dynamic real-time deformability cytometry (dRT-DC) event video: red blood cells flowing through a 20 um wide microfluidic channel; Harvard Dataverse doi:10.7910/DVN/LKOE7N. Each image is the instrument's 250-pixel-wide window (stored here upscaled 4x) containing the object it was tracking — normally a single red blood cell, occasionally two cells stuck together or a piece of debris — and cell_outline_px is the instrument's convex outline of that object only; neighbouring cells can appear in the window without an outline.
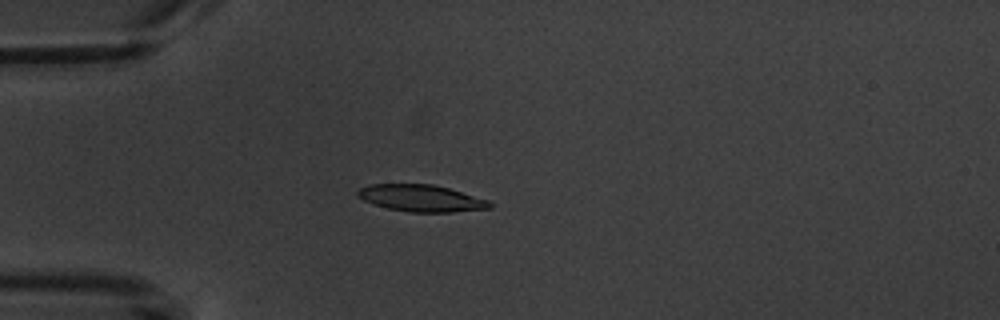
{"species": "common noctule bat (a hibernating species)", "species_latin": "Nyctalus noctula", "temperature_condition": "warm", "stored_images_in_passage": 4, "camera_frame_rate_fps": 3000, "um_per_image_px": 0.085, "animal": {"sex": "male", "body_mass_g": 20.1, "forearm_length_mm": 53.5}, "frame": {"image": 1, "passage_image": 4, "time_ms": 4.333, "image_size_px": [1000, 320], "cell_outline_px": [[492, 208], [452, 212], [412, 212], [388, 208], [364, 200], [356, 196], [356, 192], [360, 188], [372, 184], [432, 184], [448, 188], [488, 200], [492, 204]], "centroid_in_image_um": [35.81, 16.84], "position_along_channel_um": 49.2, "area_um2": 20.4}}